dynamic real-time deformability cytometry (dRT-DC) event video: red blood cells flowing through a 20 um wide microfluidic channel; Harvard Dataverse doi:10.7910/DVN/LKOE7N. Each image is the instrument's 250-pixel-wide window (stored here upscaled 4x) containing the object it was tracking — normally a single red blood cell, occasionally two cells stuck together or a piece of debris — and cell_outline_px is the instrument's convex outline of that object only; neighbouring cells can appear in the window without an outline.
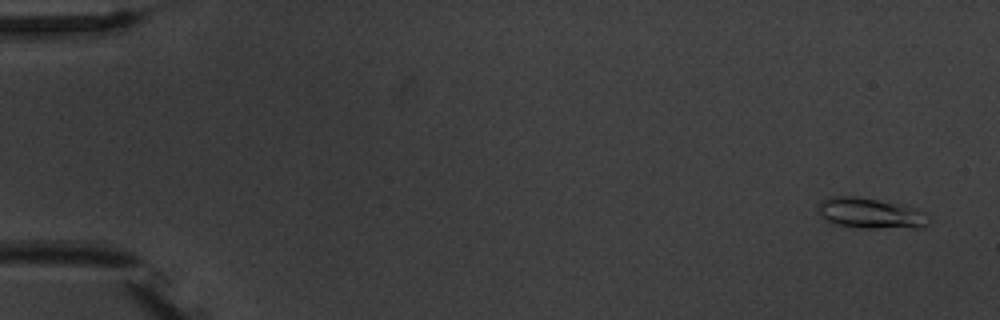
{"species": "common noctule bat (a hibernating species)", "species_latin": "Nyctalus noctula", "temperature_condition": "warm", "stored_images_in_passage": 4, "segment_of_instrument_passage": [2, 2], "camera_frame_rate_fps": 3000, "um_per_image_px": 0.085, "animal": {"sex": "male", "body_mass_g": 20.1, "forearm_length_mm": 53.5}, "frame": {"image": 1, "passage_image": 4, "time_ms": 7.333, "image_size_px": [1000, 320], "cell_outline_px": [[932, 216], [928, 224], [924, 228], [856, 228], [832, 224], [820, 216], [816, 212], [816, 204], [832, 196], [856, 196], [904, 204], [928, 212]], "centroid_in_image_um": [74.03, 18.14], "position_along_channel_um": 11.0, "area_um2": 20.63}}